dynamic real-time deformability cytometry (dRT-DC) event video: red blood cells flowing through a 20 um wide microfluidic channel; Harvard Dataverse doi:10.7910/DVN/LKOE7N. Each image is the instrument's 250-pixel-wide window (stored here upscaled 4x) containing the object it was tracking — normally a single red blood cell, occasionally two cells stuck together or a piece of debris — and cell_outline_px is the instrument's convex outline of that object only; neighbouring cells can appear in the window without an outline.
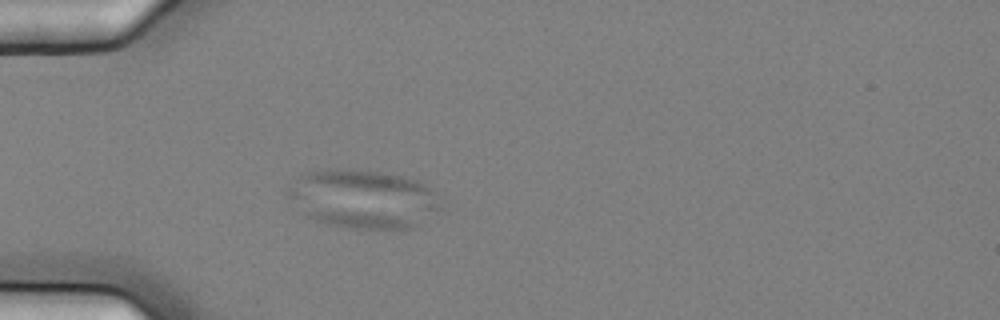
{"species": "common noctule bat (a hibernating species)", "species_latin": "Nyctalus noctula", "temperature_condition": "cold", "stored_images_in_passage": 4, "camera_frame_rate_fps": 3000, "um_per_image_px": 0.085, "animal": {"sex": "female", "body_mass_g": 25.1}, "frame": {"image": 1, "passage_image": 4, "time_ms": 1.0, "image_size_px": [1000, 320], "cell_outline_px": [[440, 208], [416, 224], [408, 228], [352, 228], [332, 224], [316, 220], [300, 212], [288, 196], [288, 188], [304, 172], [328, 168], [340, 168], [380, 172], [400, 176], [416, 180], [432, 188], [436, 192]], "centroid_in_image_um": [30.82, 16.88], "position_along_channel_um": 54.2, "area_um2": 51.5}}